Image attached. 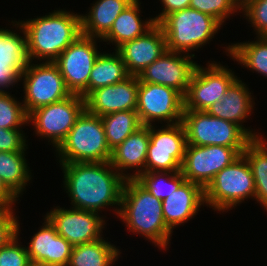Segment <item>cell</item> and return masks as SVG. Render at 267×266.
I'll return each mask as SVG.
<instances>
[{
	"label": "cell",
	"instance_id": "obj_18",
	"mask_svg": "<svg viewBox=\"0 0 267 266\" xmlns=\"http://www.w3.org/2000/svg\"><path fill=\"white\" fill-rule=\"evenodd\" d=\"M16 29L19 28L20 36L10 29L0 28V92L9 89L21 81V73L28 66L30 58L27 50V38L23 28L12 21Z\"/></svg>",
	"mask_w": 267,
	"mask_h": 266
},
{
	"label": "cell",
	"instance_id": "obj_42",
	"mask_svg": "<svg viewBox=\"0 0 267 266\" xmlns=\"http://www.w3.org/2000/svg\"><path fill=\"white\" fill-rule=\"evenodd\" d=\"M246 0H238L240 4L244 3Z\"/></svg>",
	"mask_w": 267,
	"mask_h": 266
},
{
	"label": "cell",
	"instance_id": "obj_36",
	"mask_svg": "<svg viewBox=\"0 0 267 266\" xmlns=\"http://www.w3.org/2000/svg\"><path fill=\"white\" fill-rule=\"evenodd\" d=\"M17 223V235L5 246L0 247V266H29L31 261L26 246L19 244L20 226Z\"/></svg>",
	"mask_w": 267,
	"mask_h": 266
},
{
	"label": "cell",
	"instance_id": "obj_5",
	"mask_svg": "<svg viewBox=\"0 0 267 266\" xmlns=\"http://www.w3.org/2000/svg\"><path fill=\"white\" fill-rule=\"evenodd\" d=\"M55 151L59 163L110 161L112 151L107 145L101 117L84 110Z\"/></svg>",
	"mask_w": 267,
	"mask_h": 266
},
{
	"label": "cell",
	"instance_id": "obj_12",
	"mask_svg": "<svg viewBox=\"0 0 267 266\" xmlns=\"http://www.w3.org/2000/svg\"><path fill=\"white\" fill-rule=\"evenodd\" d=\"M97 38L80 35L54 61L71 94L85 98L93 65L100 54Z\"/></svg>",
	"mask_w": 267,
	"mask_h": 266
},
{
	"label": "cell",
	"instance_id": "obj_31",
	"mask_svg": "<svg viewBox=\"0 0 267 266\" xmlns=\"http://www.w3.org/2000/svg\"><path fill=\"white\" fill-rule=\"evenodd\" d=\"M107 145L112 151L142 126L136 110L110 113L101 117Z\"/></svg>",
	"mask_w": 267,
	"mask_h": 266
},
{
	"label": "cell",
	"instance_id": "obj_15",
	"mask_svg": "<svg viewBox=\"0 0 267 266\" xmlns=\"http://www.w3.org/2000/svg\"><path fill=\"white\" fill-rule=\"evenodd\" d=\"M56 232L72 246L96 241L102 238L105 220L99 213L75 208L57 206L45 216Z\"/></svg>",
	"mask_w": 267,
	"mask_h": 266
},
{
	"label": "cell",
	"instance_id": "obj_30",
	"mask_svg": "<svg viewBox=\"0 0 267 266\" xmlns=\"http://www.w3.org/2000/svg\"><path fill=\"white\" fill-rule=\"evenodd\" d=\"M257 38L256 41L229 44L225 50L234 61L267 77V36Z\"/></svg>",
	"mask_w": 267,
	"mask_h": 266
},
{
	"label": "cell",
	"instance_id": "obj_41",
	"mask_svg": "<svg viewBox=\"0 0 267 266\" xmlns=\"http://www.w3.org/2000/svg\"><path fill=\"white\" fill-rule=\"evenodd\" d=\"M29 266H45V265L31 263Z\"/></svg>",
	"mask_w": 267,
	"mask_h": 266
},
{
	"label": "cell",
	"instance_id": "obj_10",
	"mask_svg": "<svg viewBox=\"0 0 267 266\" xmlns=\"http://www.w3.org/2000/svg\"><path fill=\"white\" fill-rule=\"evenodd\" d=\"M136 111L142 125H153L155 120L179 123L184 111V96L169 86L139 82Z\"/></svg>",
	"mask_w": 267,
	"mask_h": 266
},
{
	"label": "cell",
	"instance_id": "obj_25",
	"mask_svg": "<svg viewBox=\"0 0 267 266\" xmlns=\"http://www.w3.org/2000/svg\"><path fill=\"white\" fill-rule=\"evenodd\" d=\"M140 1L133 0L114 20L112 28L102 39L115 44L117 49L123 43L144 35L155 25L154 18L141 20Z\"/></svg>",
	"mask_w": 267,
	"mask_h": 266
},
{
	"label": "cell",
	"instance_id": "obj_6",
	"mask_svg": "<svg viewBox=\"0 0 267 266\" xmlns=\"http://www.w3.org/2000/svg\"><path fill=\"white\" fill-rule=\"evenodd\" d=\"M187 144L235 148L241 155L252 138L236 123L213 117L206 111L184 110L182 121Z\"/></svg>",
	"mask_w": 267,
	"mask_h": 266
},
{
	"label": "cell",
	"instance_id": "obj_1",
	"mask_svg": "<svg viewBox=\"0 0 267 266\" xmlns=\"http://www.w3.org/2000/svg\"><path fill=\"white\" fill-rule=\"evenodd\" d=\"M60 166L64 174L63 187L71 199L72 208L100 214L102 208L116 205L114 212L118 216L125 178L110 161L60 163Z\"/></svg>",
	"mask_w": 267,
	"mask_h": 266
},
{
	"label": "cell",
	"instance_id": "obj_29",
	"mask_svg": "<svg viewBox=\"0 0 267 266\" xmlns=\"http://www.w3.org/2000/svg\"><path fill=\"white\" fill-rule=\"evenodd\" d=\"M128 76L121 55L116 50L111 54L101 52L90 72L88 94L97 88L121 82Z\"/></svg>",
	"mask_w": 267,
	"mask_h": 266
},
{
	"label": "cell",
	"instance_id": "obj_32",
	"mask_svg": "<svg viewBox=\"0 0 267 266\" xmlns=\"http://www.w3.org/2000/svg\"><path fill=\"white\" fill-rule=\"evenodd\" d=\"M136 180L153 196L163 201L185 181V178L181 171H153L141 173Z\"/></svg>",
	"mask_w": 267,
	"mask_h": 266
},
{
	"label": "cell",
	"instance_id": "obj_39",
	"mask_svg": "<svg viewBox=\"0 0 267 266\" xmlns=\"http://www.w3.org/2000/svg\"><path fill=\"white\" fill-rule=\"evenodd\" d=\"M162 12L154 17L155 24H158L166 15L188 8L191 0H161Z\"/></svg>",
	"mask_w": 267,
	"mask_h": 266
},
{
	"label": "cell",
	"instance_id": "obj_19",
	"mask_svg": "<svg viewBox=\"0 0 267 266\" xmlns=\"http://www.w3.org/2000/svg\"><path fill=\"white\" fill-rule=\"evenodd\" d=\"M122 58L129 75L138 76L166 50V38L162 28L155 24L144 35L114 48Z\"/></svg>",
	"mask_w": 267,
	"mask_h": 266
},
{
	"label": "cell",
	"instance_id": "obj_13",
	"mask_svg": "<svg viewBox=\"0 0 267 266\" xmlns=\"http://www.w3.org/2000/svg\"><path fill=\"white\" fill-rule=\"evenodd\" d=\"M201 67L197 64L184 96V110L206 111L216 101H220L227 89L237 79L228 67L215 61Z\"/></svg>",
	"mask_w": 267,
	"mask_h": 266
},
{
	"label": "cell",
	"instance_id": "obj_4",
	"mask_svg": "<svg viewBox=\"0 0 267 266\" xmlns=\"http://www.w3.org/2000/svg\"><path fill=\"white\" fill-rule=\"evenodd\" d=\"M158 25L166 38L167 50L192 56L195 55L189 51L209 44L222 27L215 18L190 7L166 15Z\"/></svg>",
	"mask_w": 267,
	"mask_h": 266
},
{
	"label": "cell",
	"instance_id": "obj_9",
	"mask_svg": "<svg viewBox=\"0 0 267 266\" xmlns=\"http://www.w3.org/2000/svg\"><path fill=\"white\" fill-rule=\"evenodd\" d=\"M84 110V98L71 94L63 100L31 111L28 114V123L32 122L36 135L40 138L46 137L56 149Z\"/></svg>",
	"mask_w": 267,
	"mask_h": 266
},
{
	"label": "cell",
	"instance_id": "obj_3",
	"mask_svg": "<svg viewBox=\"0 0 267 266\" xmlns=\"http://www.w3.org/2000/svg\"><path fill=\"white\" fill-rule=\"evenodd\" d=\"M20 21L17 23L26 34L28 55L32 62L36 58L54 62L82 34L81 15L62 9Z\"/></svg>",
	"mask_w": 267,
	"mask_h": 266
},
{
	"label": "cell",
	"instance_id": "obj_21",
	"mask_svg": "<svg viewBox=\"0 0 267 266\" xmlns=\"http://www.w3.org/2000/svg\"><path fill=\"white\" fill-rule=\"evenodd\" d=\"M255 102L246 83L236 79L227 89L220 101H216L206 109L209 115L228 120L239 125L252 139L260 138L258 132L242 125L254 109ZM244 121V122H243ZM257 133V134H256Z\"/></svg>",
	"mask_w": 267,
	"mask_h": 266
},
{
	"label": "cell",
	"instance_id": "obj_35",
	"mask_svg": "<svg viewBox=\"0 0 267 266\" xmlns=\"http://www.w3.org/2000/svg\"><path fill=\"white\" fill-rule=\"evenodd\" d=\"M245 19L251 22L257 36H267V0H246L241 4Z\"/></svg>",
	"mask_w": 267,
	"mask_h": 266
},
{
	"label": "cell",
	"instance_id": "obj_34",
	"mask_svg": "<svg viewBox=\"0 0 267 266\" xmlns=\"http://www.w3.org/2000/svg\"><path fill=\"white\" fill-rule=\"evenodd\" d=\"M189 7L215 18L221 25L230 15L241 12L238 0H191Z\"/></svg>",
	"mask_w": 267,
	"mask_h": 266
},
{
	"label": "cell",
	"instance_id": "obj_28",
	"mask_svg": "<svg viewBox=\"0 0 267 266\" xmlns=\"http://www.w3.org/2000/svg\"><path fill=\"white\" fill-rule=\"evenodd\" d=\"M242 155L247 159L255 185V200L267 211V140L252 139Z\"/></svg>",
	"mask_w": 267,
	"mask_h": 266
},
{
	"label": "cell",
	"instance_id": "obj_8",
	"mask_svg": "<svg viewBox=\"0 0 267 266\" xmlns=\"http://www.w3.org/2000/svg\"><path fill=\"white\" fill-rule=\"evenodd\" d=\"M24 78V79H23ZM24 88V108L27 114L45 105L69 97L63 76L54 62H42L28 66L21 73Z\"/></svg>",
	"mask_w": 267,
	"mask_h": 266
},
{
	"label": "cell",
	"instance_id": "obj_38",
	"mask_svg": "<svg viewBox=\"0 0 267 266\" xmlns=\"http://www.w3.org/2000/svg\"><path fill=\"white\" fill-rule=\"evenodd\" d=\"M13 208L0 209V247L5 246L17 235L18 218Z\"/></svg>",
	"mask_w": 267,
	"mask_h": 266
},
{
	"label": "cell",
	"instance_id": "obj_24",
	"mask_svg": "<svg viewBox=\"0 0 267 266\" xmlns=\"http://www.w3.org/2000/svg\"><path fill=\"white\" fill-rule=\"evenodd\" d=\"M133 0H97L88 14L81 15L82 35L102 39L112 28L114 20Z\"/></svg>",
	"mask_w": 267,
	"mask_h": 266
},
{
	"label": "cell",
	"instance_id": "obj_14",
	"mask_svg": "<svg viewBox=\"0 0 267 266\" xmlns=\"http://www.w3.org/2000/svg\"><path fill=\"white\" fill-rule=\"evenodd\" d=\"M240 156L241 154L233 147L187 144L181 173L186 181L205 189L218 172L231 165Z\"/></svg>",
	"mask_w": 267,
	"mask_h": 266
},
{
	"label": "cell",
	"instance_id": "obj_26",
	"mask_svg": "<svg viewBox=\"0 0 267 266\" xmlns=\"http://www.w3.org/2000/svg\"><path fill=\"white\" fill-rule=\"evenodd\" d=\"M25 156V151L0 152V179L16 198L32 177Z\"/></svg>",
	"mask_w": 267,
	"mask_h": 266
},
{
	"label": "cell",
	"instance_id": "obj_33",
	"mask_svg": "<svg viewBox=\"0 0 267 266\" xmlns=\"http://www.w3.org/2000/svg\"><path fill=\"white\" fill-rule=\"evenodd\" d=\"M28 123V114L24 104L15 100L9 91L0 92V128L20 129Z\"/></svg>",
	"mask_w": 267,
	"mask_h": 266
},
{
	"label": "cell",
	"instance_id": "obj_23",
	"mask_svg": "<svg viewBox=\"0 0 267 266\" xmlns=\"http://www.w3.org/2000/svg\"><path fill=\"white\" fill-rule=\"evenodd\" d=\"M149 142V126L142 125L112 150L111 165L125 179H136L141 173L145 172ZM133 168H135V173L130 174L127 172ZM124 171L128 174H125Z\"/></svg>",
	"mask_w": 267,
	"mask_h": 266
},
{
	"label": "cell",
	"instance_id": "obj_2",
	"mask_svg": "<svg viewBox=\"0 0 267 266\" xmlns=\"http://www.w3.org/2000/svg\"><path fill=\"white\" fill-rule=\"evenodd\" d=\"M118 217L128 231L145 236L159 249L166 250L169 246L173 232L164 221L162 201L135 178L125 179Z\"/></svg>",
	"mask_w": 267,
	"mask_h": 266
},
{
	"label": "cell",
	"instance_id": "obj_22",
	"mask_svg": "<svg viewBox=\"0 0 267 266\" xmlns=\"http://www.w3.org/2000/svg\"><path fill=\"white\" fill-rule=\"evenodd\" d=\"M204 203V189L198 184L185 180L162 201L166 225L173 231L178 225L192 219Z\"/></svg>",
	"mask_w": 267,
	"mask_h": 266
},
{
	"label": "cell",
	"instance_id": "obj_7",
	"mask_svg": "<svg viewBox=\"0 0 267 266\" xmlns=\"http://www.w3.org/2000/svg\"><path fill=\"white\" fill-rule=\"evenodd\" d=\"M250 197L255 199L254 178L243 155L218 172L204 189L206 206L220 212L230 211Z\"/></svg>",
	"mask_w": 267,
	"mask_h": 266
},
{
	"label": "cell",
	"instance_id": "obj_40",
	"mask_svg": "<svg viewBox=\"0 0 267 266\" xmlns=\"http://www.w3.org/2000/svg\"><path fill=\"white\" fill-rule=\"evenodd\" d=\"M18 199L6 188L0 179V209L13 208Z\"/></svg>",
	"mask_w": 267,
	"mask_h": 266
},
{
	"label": "cell",
	"instance_id": "obj_37",
	"mask_svg": "<svg viewBox=\"0 0 267 266\" xmlns=\"http://www.w3.org/2000/svg\"><path fill=\"white\" fill-rule=\"evenodd\" d=\"M21 129L0 128V152L26 151L28 144Z\"/></svg>",
	"mask_w": 267,
	"mask_h": 266
},
{
	"label": "cell",
	"instance_id": "obj_11",
	"mask_svg": "<svg viewBox=\"0 0 267 266\" xmlns=\"http://www.w3.org/2000/svg\"><path fill=\"white\" fill-rule=\"evenodd\" d=\"M149 138L145 172L181 171L187 145L183 124H166L160 129L149 125Z\"/></svg>",
	"mask_w": 267,
	"mask_h": 266
},
{
	"label": "cell",
	"instance_id": "obj_17",
	"mask_svg": "<svg viewBox=\"0 0 267 266\" xmlns=\"http://www.w3.org/2000/svg\"><path fill=\"white\" fill-rule=\"evenodd\" d=\"M139 79L129 75L123 81L97 88L85 98V110L100 117L126 110H136Z\"/></svg>",
	"mask_w": 267,
	"mask_h": 266
},
{
	"label": "cell",
	"instance_id": "obj_27",
	"mask_svg": "<svg viewBox=\"0 0 267 266\" xmlns=\"http://www.w3.org/2000/svg\"><path fill=\"white\" fill-rule=\"evenodd\" d=\"M120 250L103 237L89 243L73 246L68 266H112Z\"/></svg>",
	"mask_w": 267,
	"mask_h": 266
},
{
	"label": "cell",
	"instance_id": "obj_20",
	"mask_svg": "<svg viewBox=\"0 0 267 266\" xmlns=\"http://www.w3.org/2000/svg\"><path fill=\"white\" fill-rule=\"evenodd\" d=\"M42 227L26 246L31 263L45 266H68L73 246L56 232L45 217Z\"/></svg>",
	"mask_w": 267,
	"mask_h": 266
},
{
	"label": "cell",
	"instance_id": "obj_16",
	"mask_svg": "<svg viewBox=\"0 0 267 266\" xmlns=\"http://www.w3.org/2000/svg\"><path fill=\"white\" fill-rule=\"evenodd\" d=\"M195 56L166 50L137 76L139 82L169 86L186 95L189 82L198 63Z\"/></svg>",
	"mask_w": 267,
	"mask_h": 266
}]
</instances>
